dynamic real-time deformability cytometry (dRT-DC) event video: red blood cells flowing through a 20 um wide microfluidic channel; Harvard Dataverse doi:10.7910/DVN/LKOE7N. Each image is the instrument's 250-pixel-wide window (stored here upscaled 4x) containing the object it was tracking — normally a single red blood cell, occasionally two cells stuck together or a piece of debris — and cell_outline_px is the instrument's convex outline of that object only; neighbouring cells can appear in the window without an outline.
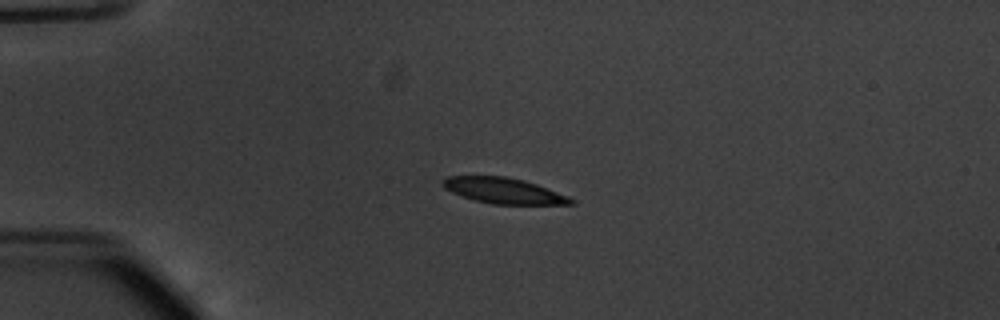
{"species": "common noctule bat (a hibernating species)", "species_latin": "Nyctalus noctula", "temperature_condition": "warm", "stored_images_in_passage": 41, "camera_frame_rate_fps": 3000, "um_per_image_px": 0.085, "animal": {"sex": "male", "body_mass_g": 20.1, "forearm_length_mm": 53.5}, "frame": {"image": 1, "passage_image": 1, "time_ms": 0.0, "image_size_px": [1000, 320], "cell_outline_px": [[576, 204], [492, 204], [472, 200], [452, 192], [444, 188], [440, 184], [440, 180], [448, 176], [504, 176], [524, 180], [536, 184], [568, 196], [576, 200]], "centroid_in_image_um": [42.78, 16.21], "position_along_channel_um": 42.2, "area_um2": 19.31}}
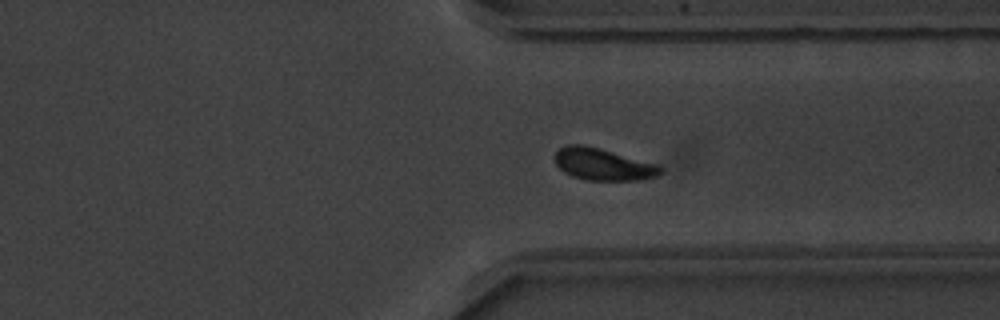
{"frame": {"image": 2, "passage_image": 29, "time_ms": 9.333, "image_size_px": [1000, 320], "cell_outline_px": [[664, 172], [656, 176], [636, 180], [584, 180], [572, 176], [564, 172], [556, 164], [556, 152], [560, 148], [568, 144], [584, 144], [600, 148], [660, 164], [664, 168]], "centroid_in_image_um": [51.31, 13.96], "position_along_channel_um": 360.1, "area_um2": 19.88}}
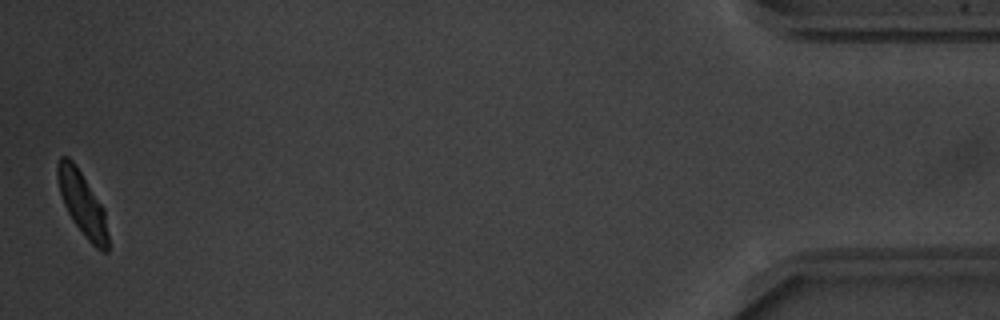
{"frame": {"image": 3, "passage_image": 41, "time_ms": 13.333, "image_size_px": [1000, 320], "cell_outline_px": [[108, 252], [100, 252], [84, 236], [72, 220], [64, 204], [60, 192], [56, 172], [56, 168], [60, 156], [68, 156], [72, 160], [104, 208], [108, 236]], "centroid_in_image_um": [7.0, 17.34], "position_along_channel_um": 428.2, "area_um2": 18.55}, "authors_computed_cell_mechanics": {"area_um2": 19.7676, "velocity_mm_per_s": 3.7613, "shape_relaxation_time_tau1_ms": 2.4585, "shape_relaxation_time_tau2_ms": 1.8663, "deformation_change_tau1": 0.1282, "deformation_change_tau2": 0.0582}}